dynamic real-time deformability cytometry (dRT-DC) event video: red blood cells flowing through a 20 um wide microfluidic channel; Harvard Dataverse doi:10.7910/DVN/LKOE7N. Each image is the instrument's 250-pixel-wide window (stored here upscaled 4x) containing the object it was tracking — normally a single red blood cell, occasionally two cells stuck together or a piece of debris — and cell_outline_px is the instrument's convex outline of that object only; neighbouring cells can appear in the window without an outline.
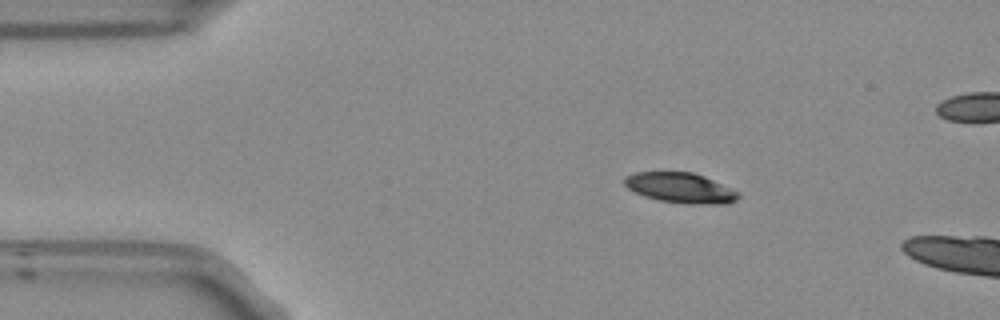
{"species": "Egyptian fruit bat (a non-hibernating species)", "species_latin": "Rousettus aegyptiacus", "temperature_condition": "room temperature", "stored_images_in_passage": 13, "camera_frame_rate_fps": 3000, "um_per_image_px": 0.085, "frame": {"image": 1, "passage_image": 8, "time_ms": 2.333, "image_size_px": [1000, 320], "cell_outline_px": [[740, 196], [736, 200], [728, 204], [688, 204], [660, 200], [644, 196], [628, 188], [624, 184], [624, 176], [636, 172], [692, 172], [704, 176], [740, 192]], "centroid_in_image_um": [57.86, 15.97], "position_along_channel_um": 27.1, "area_um2": 20.06}}